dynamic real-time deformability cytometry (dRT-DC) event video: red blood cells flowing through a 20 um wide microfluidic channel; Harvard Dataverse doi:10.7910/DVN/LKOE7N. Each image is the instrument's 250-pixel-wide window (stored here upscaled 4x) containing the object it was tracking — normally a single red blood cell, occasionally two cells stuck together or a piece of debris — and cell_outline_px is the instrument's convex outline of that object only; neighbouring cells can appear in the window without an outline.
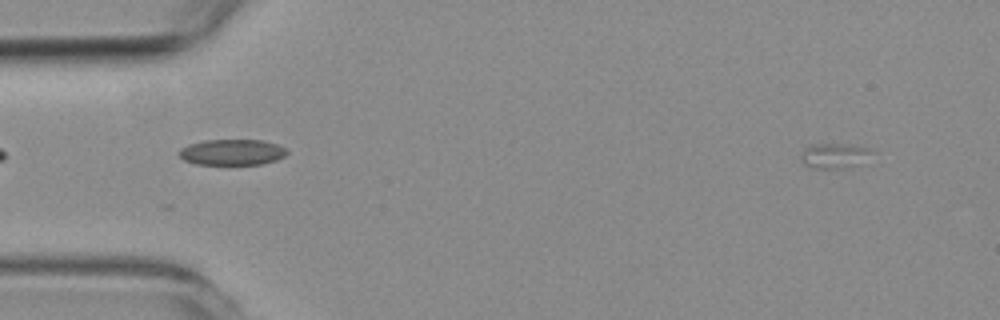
{"species": "common noctule bat (a hibernating species)", "species_latin": "Nyctalus noctula", "temperature_condition": "room temperature", "stored_images_in_passage": 57, "camera_frame_rate_fps": 3000, "um_per_image_px": 0.085, "animal": {"sex": "female", "body_mass_g": 19.3, "forearm_length_mm": 54.1}, "frame": {"image": 1, "passage_image": 4, "time_ms": 1.0, "image_size_px": [1000, 320], "cell_outline_px": [[876, 152], [856, 164], [840, 168], [812, 168], [804, 164], [800, 160], [800, 156], [804, 148], [812, 144], [848, 144], [868, 148]], "centroid_in_image_um": [70.87, 13.22], "position_along_channel_um": 14.1, "area_um2": 10.23}}
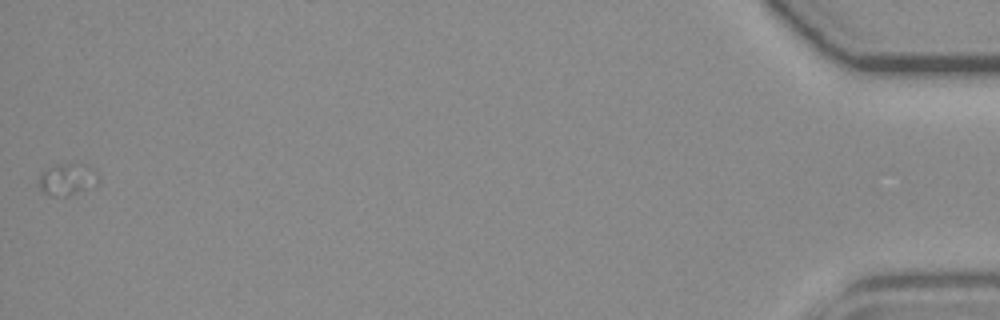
{"frame": {"image": 2, "passage_image": 57, "time_ms": 18.667, "image_size_px": [1000, 320], "cell_outline_px": [[100, 184], [68, 196], [52, 196], [44, 192], [40, 188], [36, 180], [40, 172], [56, 164], [72, 164], [92, 168], [100, 176]], "centroid_in_image_um": [5.71, 15.26], "position_along_channel_um": 429.5, "area_um2": 11.21}}